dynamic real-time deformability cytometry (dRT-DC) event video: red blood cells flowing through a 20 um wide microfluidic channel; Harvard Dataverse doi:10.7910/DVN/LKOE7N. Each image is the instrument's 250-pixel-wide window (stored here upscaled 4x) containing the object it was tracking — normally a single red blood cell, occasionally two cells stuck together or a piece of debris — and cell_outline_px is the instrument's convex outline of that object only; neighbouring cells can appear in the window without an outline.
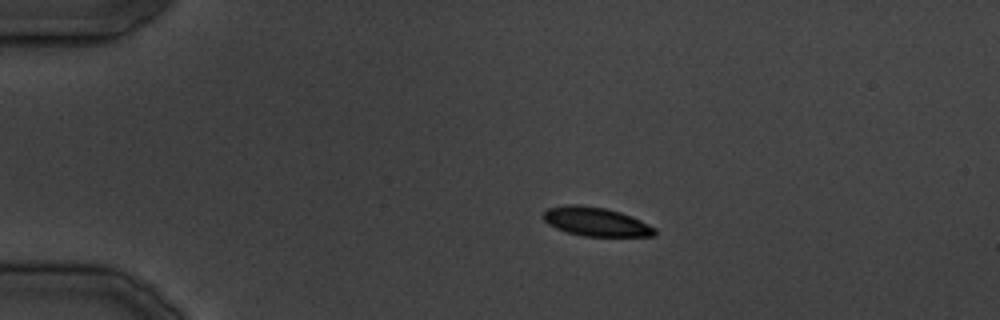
{"species": "common noctule bat (a hibernating species)", "species_latin": "Nyctalus noctula", "temperature_condition": "cold", "stored_images_in_passage": 12, "camera_frame_rate_fps": 3000, "um_per_image_px": 0.085, "animal": {"sex": "male", "body_mass_g": 19.5, "forearm_length_mm": 54.6}, "frame": {"image": 1, "passage_image": 3, "time_ms": 3.0, "image_size_px": [1000, 320], "cell_outline_px": [[656, 236], [584, 236], [568, 232], [556, 228], [548, 224], [540, 216], [548, 208], [564, 204], [580, 204], [604, 208], [620, 212], [632, 216], [656, 228]], "centroid_in_image_um": [50.63, 18.83], "position_along_channel_um": 34.4, "area_um2": 18.84}}
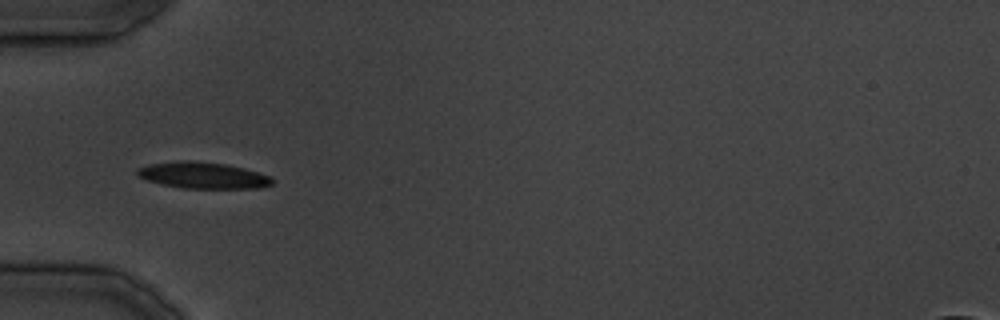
{"frame": {"image": 2, "passage_image": 8, "time_ms": 8.667, "image_size_px": [1000, 320], "cell_outline_px": [[272, 184], [260, 188], [184, 188], [164, 184], [148, 180], [136, 176], [136, 168], [148, 164], [180, 160], [188, 160], [224, 164], [244, 168], [268, 176], [272, 180]], "centroid_in_image_um": [17.19, 14.89], "position_along_channel_um": 67.8, "area_um2": 20.52}}
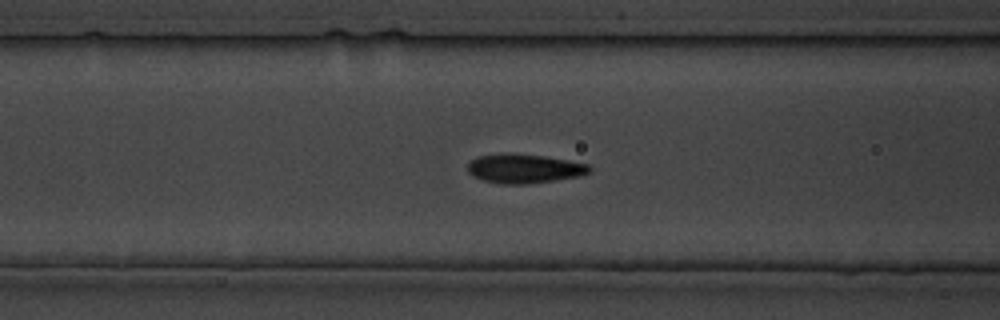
{"frame": {"image": 3, "passage_image": 11, "time_ms": 12.333, "image_size_px": [1000, 320], "cell_outline_px": [[592, 172], [580, 176], [524, 184], [500, 184], [484, 180], [472, 176], [468, 172], [468, 164], [476, 156], [508, 152], [512, 152], [544, 156], [568, 160], [588, 164], [592, 168]], "centroid_in_image_um": [44.55, 14.31], "position_along_channel_um": 122.1, "area_um2": 20.87}}